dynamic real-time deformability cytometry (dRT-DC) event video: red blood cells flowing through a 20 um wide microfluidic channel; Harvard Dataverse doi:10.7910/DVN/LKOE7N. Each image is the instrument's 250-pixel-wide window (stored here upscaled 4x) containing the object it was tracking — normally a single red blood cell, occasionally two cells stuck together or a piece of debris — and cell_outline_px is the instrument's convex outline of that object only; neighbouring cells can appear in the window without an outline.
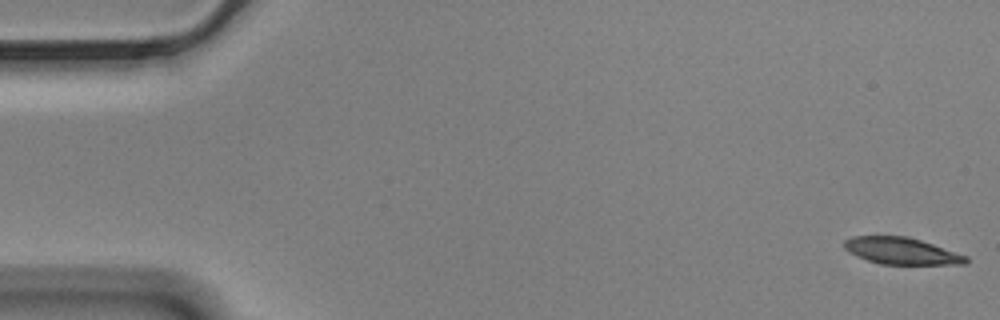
{"species": "Egyptian fruit bat (a non-hibernating species)", "species_latin": "Rousettus aegyptiacus", "temperature_condition": "cold", "stored_images_in_passage": 57, "camera_frame_rate_fps": 3000, "um_per_image_px": 0.085, "animal": {"sex": "male"}, "frame": {"image": 1, "passage_image": 1, "time_ms": 0.0, "image_size_px": [1000, 320], "cell_outline_px": [[968, 264], [880, 264], [856, 256], [848, 252], [844, 248], [844, 240], [852, 236], [908, 236], [968, 256]], "centroid_in_image_um": [76.6, 21.33], "position_along_channel_um": 8.4, "area_um2": 18.96}}
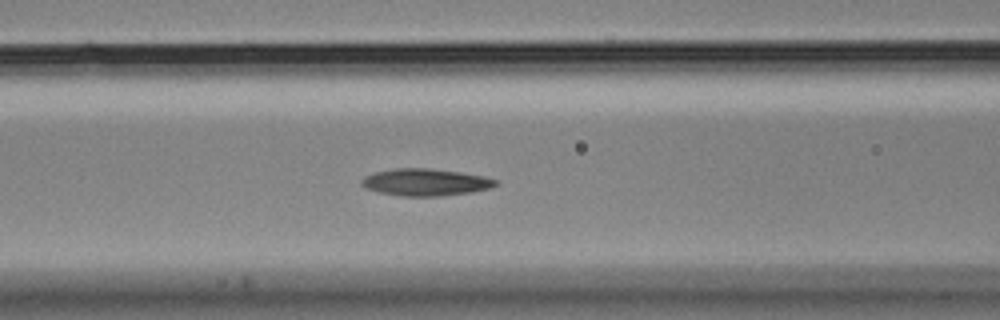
{"frame": {"image": 2, "passage_image": 23, "time_ms": 7.333, "image_size_px": [1000, 320], "cell_outline_px": [[500, 184], [492, 188], [472, 192], [440, 196], [400, 196], [376, 192], [364, 188], [360, 184], [360, 180], [376, 172], [396, 168], [428, 168], [460, 172], [484, 176], [500, 180]], "centroid_in_image_um": [36.21, 15.5], "position_along_channel_um": 130.4, "area_um2": 21.39}}
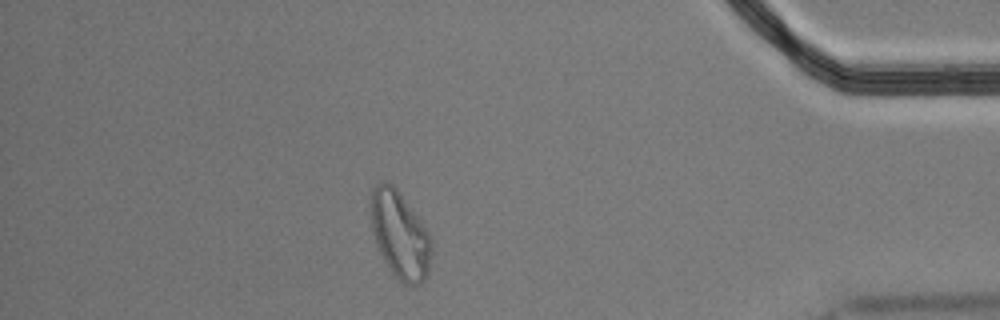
{"frame": {"image": 3, "passage_image": 50, "time_ms": 16.333, "image_size_px": [1000, 320], "cell_outline_px": [[432, 248], [428, 276], [420, 284], [412, 288], [404, 284], [392, 272], [384, 260], [376, 244], [372, 232], [372, 188], [380, 180], [384, 180], [392, 184], [396, 188], [420, 220], [428, 232], [432, 240]], "centroid_in_image_um": [34.02, 20.0], "position_along_channel_um": 401.2, "area_um2": 30.75}, "authors_computed_cell_mechanics": {"area_um2": 21.0392, "velocity_mm_per_s": 3.4646, "shape_relaxation_time_tau1_ms": 6.7811, "shape_relaxation_time_tau2_ms": 4.0352, "deformation_change_tau1": 0.1951, "deformation_change_tau2": 0.1181}}